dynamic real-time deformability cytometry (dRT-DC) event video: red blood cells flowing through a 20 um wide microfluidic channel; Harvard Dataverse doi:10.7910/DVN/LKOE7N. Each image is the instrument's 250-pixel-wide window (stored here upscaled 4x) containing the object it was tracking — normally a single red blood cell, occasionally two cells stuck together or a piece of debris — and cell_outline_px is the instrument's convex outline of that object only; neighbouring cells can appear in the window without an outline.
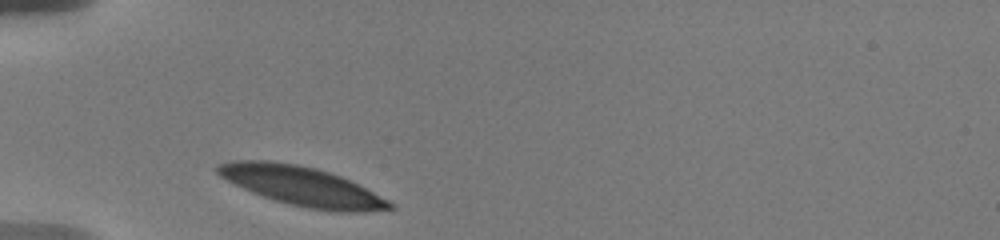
{"species": "human", "species_latin": "Homo sapiens", "temperature_condition": "warm", "stored_images_in_passage": 3, "camera_frame_rate_fps": 3000, "um_per_image_px": 0.085, "donor": {"sex": "male"}, "frame": {"image": 1, "passage_image": 1, "time_ms": 0.0, "image_size_px": [1000, 240], "cell_outline_px": [[396, 208], [364, 212], [336, 212], [308, 208], [276, 200], [252, 192], [220, 176], [216, 172], [216, 164], [232, 160], [268, 160], [296, 164], [316, 168], [340, 176], [388, 200]], "centroid_in_image_um": [25.64, 15.81], "position_along_channel_um": 59.4, "area_um2": 38.73}}
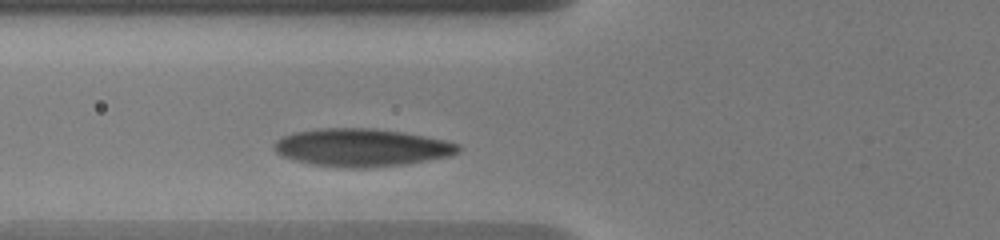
{"frame": {"image": 2, "passage_image": 3, "time_ms": 1.333, "image_size_px": [1000, 240], "cell_outline_px": [[460, 152], [452, 156], [404, 164], [360, 168], [348, 168], [312, 164], [280, 156], [272, 148], [272, 144], [276, 140], [292, 132], [316, 128], [372, 128], [400, 132], [424, 136], [444, 140], [460, 144]], "centroid_in_image_um": [30.71, 12.53], "position_along_channel_um": 95.1, "area_um2": 40.63}}